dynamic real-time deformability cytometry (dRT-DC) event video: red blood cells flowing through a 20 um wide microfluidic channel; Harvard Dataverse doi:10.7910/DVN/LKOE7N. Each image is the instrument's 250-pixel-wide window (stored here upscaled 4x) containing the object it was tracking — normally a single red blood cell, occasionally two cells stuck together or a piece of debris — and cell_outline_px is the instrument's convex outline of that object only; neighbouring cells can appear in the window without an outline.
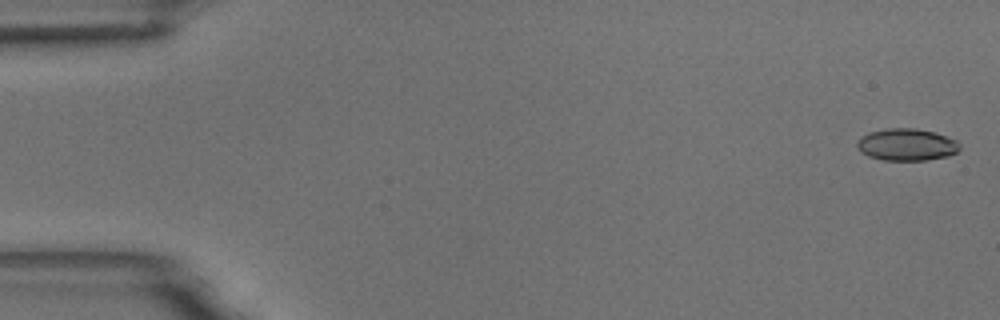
{"species": "common noctule bat (a hibernating species)", "species_latin": "Nyctalus noctula", "temperature_condition": "room temperature", "stored_images_in_passage": 5, "camera_frame_rate_fps": 3000, "um_per_image_px": 0.085, "animal": {"sex": "male", "body_mass_g": 18.8}, "frame": {"image": 1, "passage_image": 1, "time_ms": 0.0, "image_size_px": [1000, 320], "cell_outline_px": [[960, 148], [956, 152], [948, 156], [924, 160], [884, 160], [868, 156], [860, 152], [856, 144], [860, 136], [868, 132], [888, 128], [916, 128], [936, 132], [956, 140], [960, 144]], "centroid_in_image_um": [77.05, 12.28], "position_along_channel_um": 8.0, "area_um2": 19.31}}
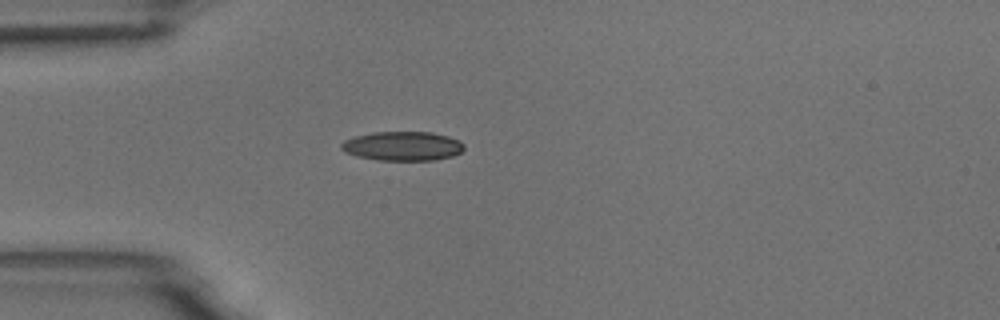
{"frame": {"image": 2, "passage_image": 5, "time_ms": 4.667, "image_size_px": [1000, 320], "cell_outline_px": [[464, 148], [460, 152], [452, 156], [432, 160], [380, 160], [356, 156], [344, 152], [340, 148], [340, 144], [344, 140], [356, 136], [372, 132], [432, 132], [448, 136], [460, 140], [464, 144]], "centroid_in_image_um": [34.21, 12.41], "position_along_channel_um": 50.8, "area_um2": 20.92}}